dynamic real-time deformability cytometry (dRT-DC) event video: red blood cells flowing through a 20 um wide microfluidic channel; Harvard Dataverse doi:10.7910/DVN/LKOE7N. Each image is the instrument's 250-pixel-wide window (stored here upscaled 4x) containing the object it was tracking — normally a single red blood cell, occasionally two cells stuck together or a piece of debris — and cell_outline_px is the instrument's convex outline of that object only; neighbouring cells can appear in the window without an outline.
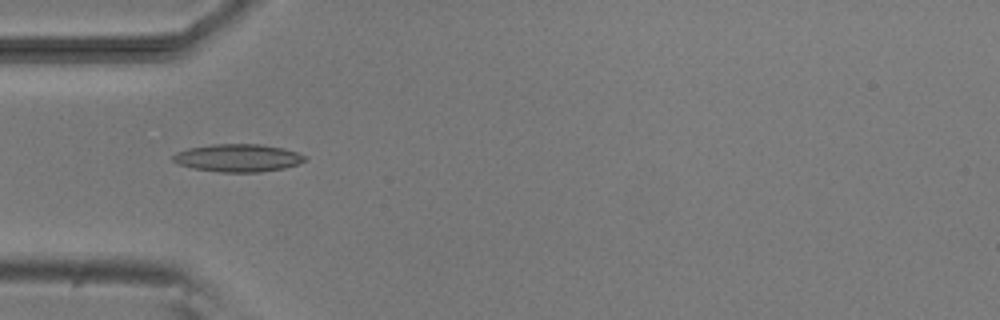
{"species": "common noctule bat (a hibernating species)", "species_latin": "Nyctalus noctula", "temperature_condition": "room temperature", "stored_images_in_passage": 5, "camera_frame_rate_fps": 3000, "um_per_image_px": 0.085, "animal": {"sex": "male", "body_mass_g": 20.5, "forearm_length_mm": 52.5}, "frame": {"image": 1, "passage_image": 5, "time_ms": 4.333, "image_size_px": [1000, 320], "cell_outline_px": [[304, 160], [296, 164], [284, 168], [260, 172], [220, 172], [192, 168], [176, 164], [172, 160], [172, 156], [176, 152], [188, 148], [212, 144], [260, 144], [284, 148], [296, 152], [304, 156]], "centroid_in_image_um": [20.15, 13.42], "position_along_channel_um": 64.8, "area_um2": 21.27}}